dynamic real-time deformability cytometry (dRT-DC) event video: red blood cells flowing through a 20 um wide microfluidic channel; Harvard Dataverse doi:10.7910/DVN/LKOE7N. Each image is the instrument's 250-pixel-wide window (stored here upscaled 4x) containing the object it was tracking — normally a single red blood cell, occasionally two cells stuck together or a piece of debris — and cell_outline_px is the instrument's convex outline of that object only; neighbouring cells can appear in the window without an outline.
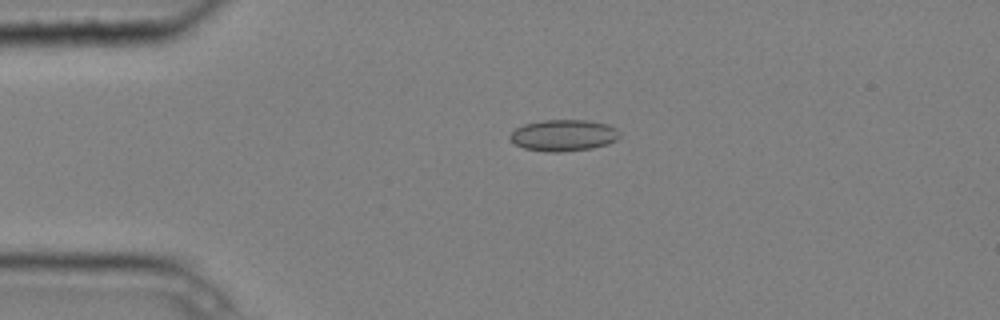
{"species": "common noctule bat (a hibernating species)", "species_latin": "Nyctalus noctula", "temperature_condition": "cold", "stored_images_in_passage": 4, "camera_frame_rate_fps": 3000, "um_per_image_px": 0.085, "animal": {"sex": "male", "body_mass_g": 20.4}, "frame": {"image": 1, "passage_image": 3, "time_ms": 0.667, "image_size_px": [1000, 320], "cell_outline_px": [[620, 136], [616, 140], [608, 144], [592, 148], [560, 152], [544, 152], [524, 148], [516, 144], [508, 136], [516, 128], [524, 124], [544, 120], [588, 120], [608, 124], [616, 128], [620, 132]], "centroid_in_image_um": [47.92, 11.5], "position_along_channel_um": 37.1, "area_um2": 20.17}}